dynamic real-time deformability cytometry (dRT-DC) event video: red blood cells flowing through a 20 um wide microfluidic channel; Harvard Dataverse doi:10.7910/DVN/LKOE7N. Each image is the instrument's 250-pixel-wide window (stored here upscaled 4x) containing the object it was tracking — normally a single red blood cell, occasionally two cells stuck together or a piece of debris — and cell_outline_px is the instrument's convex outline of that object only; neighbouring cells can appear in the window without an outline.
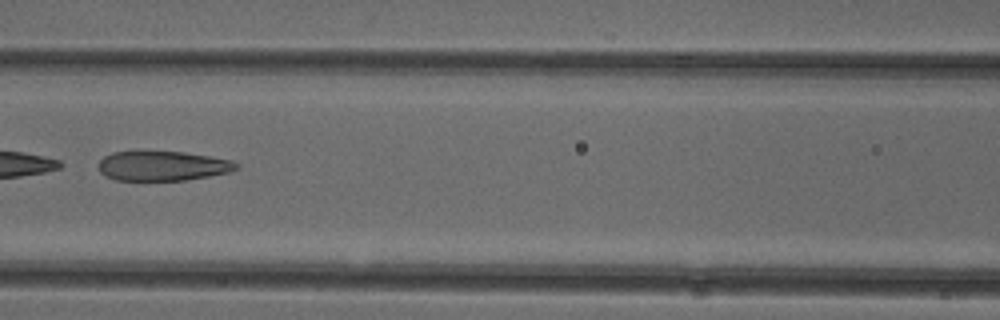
{"species": "common noctule bat (a hibernating species)", "species_latin": "Nyctalus noctula", "temperature_condition": "cold", "stored_images_in_passage": 50, "camera_frame_rate_fps": 3000, "um_per_image_px": 0.085, "animal": {"sex": "female"}, "frame": {"image": 1, "passage_image": 22, "time_ms": 7.0, "image_size_px": [1000, 320], "cell_outline_px": [[240, 168], [228, 172], [208, 176], [184, 180], [116, 180], [104, 176], [100, 172], [100, 160], [104, 156], [112, 152], [184, 152], [232, 160], [240, 164]], "centroid_in_image_um": [13.84, 14.1], "position_along_channel_um": 152.8, "area_um2": 23.64}}